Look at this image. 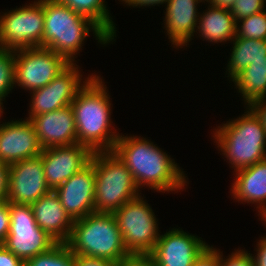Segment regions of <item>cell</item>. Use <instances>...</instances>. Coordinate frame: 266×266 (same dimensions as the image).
<instances>
[{
    "label": "cell",
    "mask_w": 266,
    "mask_h": 266,
    "mask_svg": "<svg viewBox=\"0 0 266 266\" xmlns=\"http://www.w3.org/2000/svg\"><path fill=\"white\" fill-rule=\"evenodd\" d=\"M149 139L119 135L113 152L130 170L137 188L149 187L157 192H178L187 186L183 169L174 159Z\"/></svg>",
    "instance_id": "1"
},
{
    "label": "cell",
    "mask_w": 266,
    "mask_h": 266,
    "mask_svg": "<svg viewBox=\"0 0 266 266\" xmlns=\"http://www.w3.org/2000/svg\"><path fill=\"white\" fill-rule=\"evenodd\" d=\"M104 84L101 77L95 73L71 103L77 143L88 147L92 152L113 151L120 135L111 128L112 104Z\"/></svg>",
    "instance_id": "2"
},
{
    "label": "cell",
    "mask_w": 266,
    "mask_h": 266,
    "mask_svg": "<svg viewBox=\"0 0 266 266\" xmlns=\"http://www.w3.org/2000/svg\"><path fill=\"white\" fill-rule=\"evenodd\" d=\"M44 36L42 47L63 56L69 63H75L84 40L90 32L101 45L113 40L91 19L56 0H43Z\"/></svg>",
    "instance_id": "3"
},
{
    "label": "cell",
    "mask_w": 266,
    "mask_h": 266,
    "mask_svg": "<svg viewBox=\"0 0 266 266\" xmlns=\"http://www.w3.org/2000/svg\"><path fill=\"white\" fill-rule=\"evenodd\" d=\"M246 109L241 117L217 126L212 135L234 172L266 159V131L255 112Z\"/></svg>",
    "instance_id": "4"
},
{
    "label": "cell",
    "mask_w": 266,
    "mask_h": 266,
    "mask_svg": "<svg viewBox=\"0 0 266 266\" xmlns=\"http://www.w3.org/2000/svg\"><path fill=\"white\" fill-rule=\"evenodd\" d=\"M74 254L120 263L129 255L113 213H91L74 220L66 242Z\"/></svg>",
    "instance_id": "5"
},
{
    "label": "cell",
    "mask_w": 266,
    "mask_h": 266,
    "mask_svg": "<svg viewBox=\"0 0 266 266\" xmlns=\"http://www.w3.org/2000/svg\"><path fill=\"white\" fill-rule=\"evenodd\" d=\"M90 163L96 174L95 212L114 213L141 194L130 170L113 151L93 152Z\"/></svg>",
    "instance_id": "6"
},
{
    "label": "cell",
    "mask_w": 266,
    "mask_h": 266,
    "mask_svg": "<svg viewBox=\"0 0 266 266\" xmlns=\"http://www.w3.org/2000/svg\"><path fill=\"white\" fill-rule=\"evenodd\" d=\"M144 198L139 195L113 213L129 254H150L160 236L156 215Z\"/></svg>",
    "instance_id": "7"
},
{
    "label": "cell",
    "mask_w": 266,
    "mask_h": 266,
    "mask_svg": "<svg viewBox=\"0 0 266 266\" xmlns=\"http://www.w3.org/2000/svg\"><path fill=\"white\" fill-rule=\"evenodd\" d=\"M44 15L43 0L0 15V48L17 51L42 47Z\"/></svg>",
    "instance_id": "8"
},
{
    "label": "cell",
    "mask_w": 266,
    "mask_h": 266,
    "mask_svg": "<svg viewBox=\"0 0 266 266\" xmlns=\"http://www.w3.org/2000/svg\"><path fill=\"white\" fill-rule=\"evenodd\" d=\"M10 211L9 233L4 246L23 262L45 253L57 242L36 223L31 205L8 202Z\"/></svg>",
    "instance_id": "9"
},
{
    "label": "cell",
    "mask_w": 266,
    "mask_h": 266,
    "mask_svg": "<svg viewBox=\"0 0 266 266\" xmlns=\"http://www.w3.org/2000/svg\"><path fill=\"white\" fill-rule=\"evenodd\" d=\"M69 62L60 54L34 47L15 51V87L29 92L49 84Z\"/></svg>",
    "instance_id": "10"
},
{
    "label": "cell",
    "mask_w": 266,
    "mask_h": 266,
    "mask_svg": "<svg viewBox=\"0 0 266 266\" xmlns=\"http://www.w3.org/2000/svg\"><path fill=\"white\" fill-rule=\"evenodd\" d=\"M76 63H69L49 84L31 91L29 117L52 112L71 105L78 91L94 75H88L82 83V74ZM82 83V84H81Z\"/></svg>",
    "instance_id": "11"
},
{
    "label": "cell",
    "mask_w": 266,
    "mask_h": 266,
    "mask_svg": "<svg viewBox=\"0 0 266 266\" xmlns=\"http://www.w3.org/2000/svg\"><path fill=\"white\" fill-rule=\"evenodd\" d=\"M179 228L160 234L150 255L157 266H192L210 246L205 241Z\"/></svg>",
    "instance_id": "12"
},
{
    "label": "cell",
    "mask_w": 266,
    "mask_h": 266,
    "mask_svg": "<svg viewBox=\"0 0 266 266\" xmlns=\"http://www.w3.org/2000/svg\"><path fill=\"white\" fill-rule=\"evenodd\" d=\"M93 152L78 143L42 149L44 175L47 186L54 191L77 172L86 167Z\"/></svg>",
    "instance_id": "13"
},
{
    "label": "cell",
    "mask_w": 266,
    "mask_h": 266,
    "mask_svg": "<svg viewBox=\"0 0 266 266\" xmlns=\"http://www.w3.org/2000/svg\"><path fill=\"white\" fill-rule=\"evenodd\" d=\"M50 191L40 156L10 164L8 202L31 205Z\"/></svg>",
    "instance_id": "14"
},
{
    "label": "cell",
    "mask_w": 266,
    "mask_h": 266,
    "mask_svg": "<svg viewBox=\"0 0 266 266\" xmlns=\"http://www.w3.org/2000/svg\"><path fill=\"white\" fill-rule=\"evenodd\" d=\"M42 153V147L29 119L0 124V162L12 164Z\"/></svg>",
    "instance_id": "15"
},
{
    "label": "cell",
    "mask_w": 266,
    "mask_h": 266,
    "mask_svg": "<svg viewBox=\"0 0 266 266\" xmlns=\"http://www.w3.org/2000/svg\"><path fill=\"white\" fill-rule=\"evenodd\" d=\"M95 171L89 163L54 191L73 220L95 212Z\"/></svg>",
    "instance_id": "16"
},
{
    "label": "cell",
    "mask_w": 266,
    "mask_h": 266,
    "mask_svg": "<svg viewBox=\"0 0 266 266\" xmlns=\"http://www.w3.org/2000/svg\"><path fill=\"white\" fill-rule=\"evenodd\" d=\"M42 149L77 143V130L72 106L31 117Z\"/></svg>",
    "instance_id": "17"
},
{
    "label": "cell",
    "mask_w": 266,
    "mask_h": 266,
    "mask_svg": "<svg viewBox=\"0 0 266 266\" xmlns=\"http://www.w3.org/2000/svg\"><path fill=\"white\" fill-rule=\"evenodd\" d=\"M205 0H167L165 3L164 29L175 48L189 45L196 32L198 4Z\"/></svg>",
    "instance_id": "18"
},
{
    "label": "cell",
    "mask_w": 266,
    "mask_h": 266,
    "mask_svg": "<svg viewBox=\"0 0 266 266\" xmlns=\"http://www.w3.org/2000/svg\"><path fill=\"white\" fill-rule=\"evenodd\" d=\"M37 225L57 243L69 239L74 220L66 212L55 191H50L31 204Z\"/></svg>",
    "instance_id": "19"
},
{
    "label": "cell",
    "mask_w": 266,
    "mask_h": 266,
    "mask_svg": "<svg viewBox=\"0 0 266 266\" xmlns=\"http://www.w3.org/2000/svg\"><path fill=\"white\" fill-rule=\"evenodd\" d=\"M230 194L238 202L256 204L262 220L266 218V159L237 170Z\"/></svg>",
    "instance_id": "20"
},
{
    "label": "cell",
    "mask_w": 266,
    "mask_h": 266,
    "mask_svg": "<svg viewBox=\"0 0 266 266\" xmlns=\"http://www.w3.org/2000/svg\"><path fill=\"white\" fill-rule=\"evenodd\" d=\"M199 31V32H197ZM196 33L203 41L222 43L232 41L236 35V21L230 10L212 7L200 13Z\"/></svg>",
    "instance_id": "21"
},
{
    "label": "cell",
    "mask_w": 266,
    "mask_h": 266,
    "mask_svg": "<svg viewBox=\"0 0 266 266\" xmlns=\"http://www.w3.org/2000/svg\"><path fill=\"white\" fill-rule=\"evenodd\" d=\"M231 43L233 46L225 73L230 81L254 61L266 60V40L235 37Z\"/></svg>",
    "instance_id": "22"
},
{
    "label": "cell",
    "mask_w": 266,
    "mask_h": 266,
    "mask_svg": "<svg viewBox=\"0 0 266 266\" xmlns=\"http://www.w3.org/2000/svg\"><path fill=\"white\" fill-rule=\"evenodd\" d=\"M232 82L246 106L266 97V60L254 61L239 73Z\"/></svg>",
    "instance_id": "23"
},
{
    "label": "cell",
    "mask_w": 266,
    "mask_h": 266,
    "mask_svg": "<svg viewBox=\"0 0 266 266\" xmlns=\"http://www.w3.org/2000/svg\"><path fill=\"white\" fill-rule=\"evenodd\" d=\"M96 23L113 41L116 27L105 0H56Z\"/></svg>",
    "instance_id": "24"
},
{
    "label": "cell",
    "mask_w": 266,
    "mask_h": 266,
    "mask_svg": "<svg viewBox=\"0 0 266 266\" xmlns=\"http://www.w3.org/2000/svg\"><path fill=\"white\" fill-rule=\"evenodd\" d=\"M24 266H74V253L66 243H57L49 251L25 261Z\"/></svg>",
    "instance_id": "25"
},
{
    "label": "cell",
    "mask_w": 266,
    "mask_h": 266,
    "mask_svg": "<svg viewBox=\"0 0 266 266\" xmlns=\"http://www.w3.org/2000/svg\"><path fill=\"white\" fill-rule=\"evenodd\" d=\"M235 37L266 40V9L237 21Z\"/></svg>",
    "instance_id": "26"
},
{
    "label": "cell",
    "mask_w": 266,
    "mask_h": 266,
    "mask_svg": "<svg viewBox=\"0 0 266 266\" xmlns=\"http://www.w3.org/2000/svg\"><path fill=\"white\" fill-rule=\"evenodd\" d=\"M14 87L15 51L0 48V97H8Z\"/></svg>",
    "instance_id": "27"
},
{
    "label": "cell",
    "mask_w": 266,
    "mask_h": 266,
    "mask_svg": "<svg viewBox=\"0 0 266 266\" xmlns=\"http://www.w3.org/2000/svg\"><path fill=\"white\" fill-rule=\"evenodd\" d=\"M265 3L266 0H237L231 7L230 12L237 22L265 10Z\"/></svg>",
    "instance_id": "28"
},
{
    "label": "cell",
    "mask_w": 266,
    "mask_h": 266,
    "mask_svg": "<svg viewBox=\"0 0 266 266\" xmlns=\"http://www.w3.org/2000/svg\"><path fill=\"white\" fill-rule=\"evenodd\" d=\"M227 258V259H226ZM224 258L219 249V266H255L252 254L245 250H235L231 255Z\"/></svg>",
    "instance_id": "29"
},
{
    "label": "cell",
    "mask_w": 266,
    "mask_h": 266,
    "mask_svg": "<svg viewBox=\"0 0 266 266\" xmlns=\"http://www.w3.org/2000/svg\"><path fill=\"white\" fill-rule=\"evenodd\" d=\"M117 266H157L150 254H129Z\"/></svg>",
    "instance_id": "30"
},
{
    "label": "cell",
    "mask_w": 266,
    "mask_h": 266,
    "mask_svg": "<svg viewBox=\"0 0 266 266\" xmlns=\"http://www.w3.org/2000/svg\"><path fill=\"white\" fill-rule=\"evenodd\" d=\"M10 226V211L8 201L0 202V245H3L8 233Z\"/></svg>",
    "instance_id": "31"
},
{
    "label": "cell",
    "mask_w": 266,
    "mask_h": 266,
    "mask_svg": "<svg viewBox=\"0 0 266 266\" xmlns=\"http://www.w3.org/2000/svg\"><path fill=\"white\" fill-rule=\"evenodd\" d=\"M192 266H219V250L209 246Z\"/></svg>",
    "instance_id": "32"
},
{
    "label": "cell",
    "mask_w": 266,
    "mask_h": 266,
    "mask_svg": "<svg viewBox=\"0 0 266 266\" xmlns=\"http://www.w3.org/2000/svg\"><path fill=\"white\" fill-rule=\"evenodd\" d=\"M118 264L103 258L74 254V266H117Z\"/></svg>",
    "instance_id": "33"
},
{
    "label": "cell",
    "mask_w": 266,
    "mask_h": 266,
    "mask_svg": "<svg viewBox=\"0 0 266 266\" xmlns=\"http://www.w3.org/2000/svg\"><path fill=\"white\" fill-rule=\"evenodd\" d=\"M9 168V164L5 162H0V202L7 200L9 185Z\"/></svg>",
    "instance_id": "34"
},
{
    "label": "cell",
    "mask_w": 266,
    "mask_h": 266,
    "mask_svg": "<svg viewBox=\"0 0 266 266\" xmlns=\"http://www.w3.org/2000/svg\"><path fill=\"white\" fill-rule=\"evenodd\" d=\"M0 266H24V262L4 245H0Z\"/></svg>",
    "instance_id": "35"
},
{
    "label": "cell",
    "mask_w": 266,
    "mask_h": 266,
    "mask_svg": "<svg viewBox=\"0 0 266 266\" xmlns=\"http://www.w3.org/2000/svg\"><path fill=\"white\" fill-rule=\"evenodd\" d=\"M257 242L256 255L252 256L255 266H266V236L260 237Z\"/></svg>",
    "instance_id": "36"
},
{
    "label": "cell",
    "mask_w": 266,
    "mask_h": 266,
    "mask_svg": "<svg viewBox=\"0 0 266 266\" xmlns=\"http://www.w3.org/2000/svg\"><path fill=\"white\" fill-rule=\"evenodd\" d=\"M249 107L255 112V114L261 120L262 126L266 131V97L258 99L252 102Z\"/></svg>",
    "instance_id": "37"
},
{
    "label": "cell",
    "mask_w": 266,
    "mask_h": 266,
    "mask_svg": "<svg viewBox=\"0 0 266 266\" xmlns=\"http://www.w3.org/2000/svg\"><path fill=\"white\" fill-rule=\"evenodd\" d=\"M121 2L126 4L127 6L132 7H149V6H155V5H162L165 4L167 0H120Z\"/></svg>",
    "instance_id": "38"
},
{
    "label": "cell",
    "mask_w": 266,
    "mask_h": 266,
    "mask_svg": "<svg viewBox=\"0 0 266 266\" xmlns=\"http://www.w3.org/2000/svg\"><path fill=\"white\" fill-rule=\"evenodd\" d=\"M236 1L237 0H207L206 2H208V4L212 7L230 10Z\"/></svg>",
    "instance_id": "39"
},
{
    "label": "cell",
    "mask_w": 266,
    "mask_h": 266,
    "mask_svg": "<svg viewBox=\"0 0 266 266\" xmlns=\"http://www.w3.org/2000/svg\"><path fill=\"white\" fill-rule=\"evenodd\" d=\"M5 100V98H3V97H0V118H1V116H2V113H3V101ZM1 123V122H0Z\"/></svg>",
    "instance_id": "40"
}]
</instances>
